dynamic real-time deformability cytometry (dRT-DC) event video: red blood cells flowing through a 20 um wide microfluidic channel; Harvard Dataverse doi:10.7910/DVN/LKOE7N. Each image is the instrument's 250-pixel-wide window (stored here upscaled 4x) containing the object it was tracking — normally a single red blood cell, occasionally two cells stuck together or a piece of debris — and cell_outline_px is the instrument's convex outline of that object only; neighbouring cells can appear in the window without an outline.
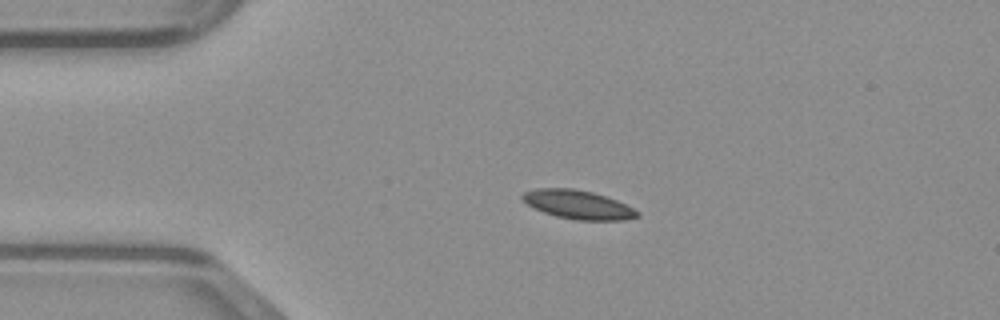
{"species": "common noctule bat (a hibernating species)", "species_latin": "Nyctalus noctula", "temperature_condition": "warm", "stored_images_in_passage": 39, "camera_frame_rate_fps": 3000, "um_per_image_px": 0.085, "animal": {"sex": "male", "body_mass_g": 23.1, "forearm_length_mm": 52.7}, "frame": {"image": 1, "passage_image": 1, "time_ms": 0.0, "image_size_px": [1000, 320], "cell_outline_px": [[640, 216], [624, 220], [576, 220], [556, 216], [544, 212], [528, 204], [520, 196], [524, 192], [536, 188], [572, 188], [592, 192], [616, 200], [640, 212]], "centroid_in_image_um": [49.14, 17.39], "position_along_channel_um": 35.9, "area_um2": 19.02}}
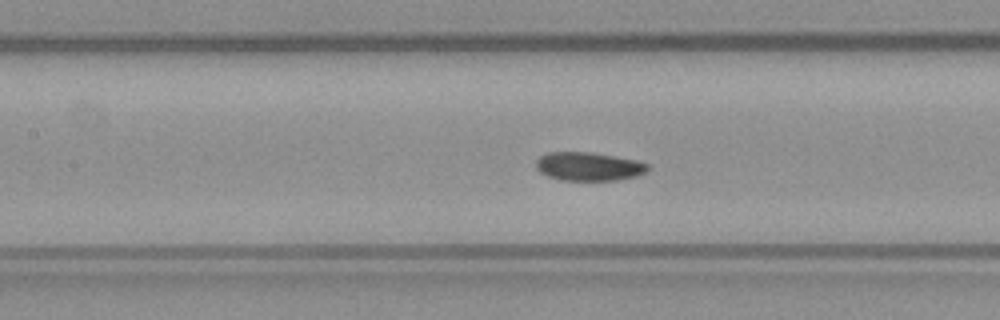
{"frame": {"image": 2, "passage_image": 12, "time_ms": 3.667, "image_size_px": [1000, 320], "cell_outline_px": [[648, 168], [644, 172], [636, 176], [616, 180], [564, 180], [548, 176], [540, 172], [536, 168], [536, 160], [540, 156], [548, 152], [592, 152], [636, 160], [648, 164]], "centroid_in_image_um": [50.01, 14.14], "position_along_channel_um": 157.4, "area_um2": 18.44}}
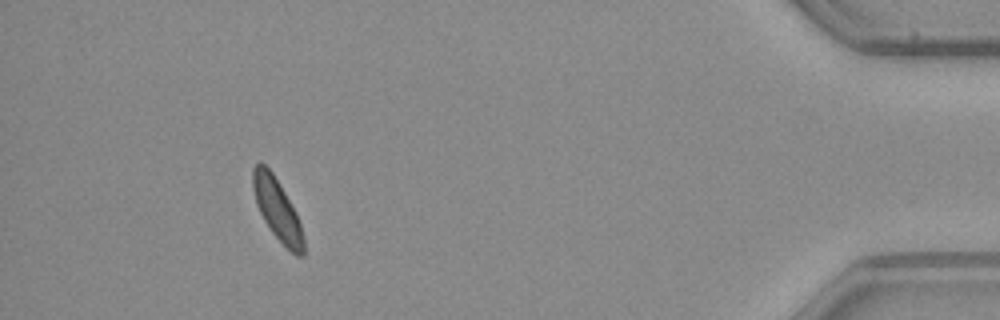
{"frame": {"image": 3, "passage_image": 35, "time_ms": 11.333, "image_size_px": [1000, 320], "cell_outline_px": [[304, 256], [296, 256], [272, 232], [264, 220], [256, 204], [252, 188], [252, 168], [260, 160], [272, 172], [296, 212], [304, 236]], "centroid_in_image_um": [23.55, 17.78], "position_along_channel_um": 411.7, "area_um2": 17.98}}